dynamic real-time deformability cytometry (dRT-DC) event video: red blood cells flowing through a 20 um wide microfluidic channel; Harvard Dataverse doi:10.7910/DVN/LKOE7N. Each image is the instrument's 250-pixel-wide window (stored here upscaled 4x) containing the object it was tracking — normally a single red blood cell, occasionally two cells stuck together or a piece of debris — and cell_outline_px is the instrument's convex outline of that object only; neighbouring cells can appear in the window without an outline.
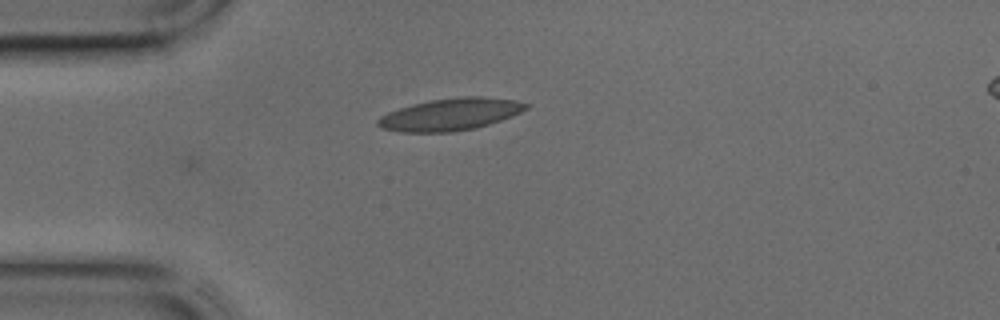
{"species": "common noctule bat (a hibernating species)", "species_latin": "Nyctalus noctula", "temperature_condition": "cold", "stored_images_in_passage": 3, "camera_frame_rate_fps": 3000, "um_per_image_px": 0.085, "animal": {"sex": "male", "body_mass_g": 17.9, "forearm_length_mm": 54.2}, "frame": {"image": 1, "passage_image": 1, "time_ms": 0.0, "image_size_px": [1000, 320], "cell_outline_px": [[528, 108], [512, 116], [476, 128], [452, 132], [400, 132], [380, 128], [376, 124], [376, 120], [380, 116], [388, 112], [412, 104], [432, 100], [464, 96], [480, 96], [516, 100], [528, 104]], "centroid_in_image_um": [38.25, 9.73], "position_along_channel_um": 46.7, "area_um2": 27.69}}